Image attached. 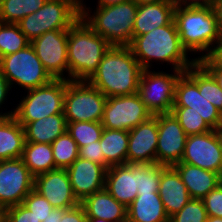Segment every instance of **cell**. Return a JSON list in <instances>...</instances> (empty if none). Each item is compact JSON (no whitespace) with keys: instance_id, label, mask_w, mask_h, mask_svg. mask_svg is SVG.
<instances>
[{"instance_id":"obj_1","label":"cell","mask_w":222,"mask_h":222,"mask_svg":"<svg viewBox=\"0 0 222 222\" xmlns=\"http://www.w3.org/2000/svg\"><path fill=\"white\" fill-rule=\"evenodd\" d=\"M142 66L128 46H111L87 80L107 98L138 92Z\"/></svg>"},{"instance_id":"obj_2","label":"cell","mask_w":222,"mask_h":222,"mask_svg":"<svg viewBox=\"0 0 222 222\" xmlns=\"http://www.w3.org/2000/svg\"><path fill=\"white\" fill-rule=\"evenodd\" d=\"M128 47L143 69H150L152 60L161 64L165 62L172 66V70L180 71H185L196 62L183 48L174 20L169 25L134 37Z\"/></svg>"},{"instance_id":"obj_3","label":"cell","mask_w":222,"mask_h":222,"mask_svg":"<svg viewBox=\"0 0 222 222\" xmlns=\"http://www.w3.org/2000/svg\"><path fill=\"white\" fill-rule=\"evenodd\" d=\"M174 22L183 48L201 55L196 61L208 57L222 37L213 8L176 6Z\"/></svg>"},{"instance_id":"obj_4","label":"cell","mask_w":222,"mask_h":222,"mask_svg":"<svg viewBox=\"0 0 222 222\" xmlns=\"http://www.w3.org/2000/svg\"><path fill=\"white\" fill-rule=\"evenodd\" d=\"M112 45L80 17L68 29L67 80H88Z\"/></svg>"},{"instance_id":"obj_5","label":"cell","mask_w":222,"mask_h":222,"mask_svg":"<svg viewBox=\"0 0 222 222\" xmlns=\"http://www.w3.org/2000/svg\"><path fill=\"white\" fill-rule=\"evenodd\" d=\"M86 5L82 2L81 17L95 33L112 46H128L131 43L138 9L134 1L128 0L111 6H96L94 12Z\"/></svg>"},{"instance_id":"obj_6","label":"cell","mask_w":222,"mask_h":222,"mask_svg":"<svg viewBox=\"0 0 222 222\" xmlns=\"http://www.w3.org/2000/svg\"><path fill=\"white\" fill-rule=\"evenodd\" d=\"M80 17L81 4L77 0H48L17 24L32 42L46 32L69 29Z\"/></svg>"},{"instance_id":"obj_7","label":"cell","mask_w":222,"mask_h":222,"mask_svg":"<svg viewBox=\"0 0 222 222\" xmlns=\"http://www.w3.org/2000/svg\"><path fill=\"white\" fill-rule=\"evenodd\" d=\"M67 79H53L46 85L27 90L14 107L13 117L20 124L63 113Z\"/></svg>"},{"instance_id":"obj_8","label":"cell","mask_w":222,"mask_h":222,"mask_svg":"<svg viewBox=\"0 0 222 222\" xmlns=\"http://www.w3.org/2000/svg\"><path fill=\"white\" fill-rule=\"evenodd\" d=\"M107 97L86 80H68L63 113L67 122H102Z\"/></svg>"},{"instance_id":"obj_9","label":"cell","mask_w":222,"mask_h":222,"mask_svg":"<svg viewBox=\"0 0 222 222\" xmlns=\"http://www.w3.org/2000/svg\"><path fill=\"white\" fill-rule=\"evenodd\" d=\"M0 70L11 85H18L25 92L43 86L54 78L45 69L34 47L29 44L26 48L0 58Z\"/></svg>"},{"instance_id":"obj_10","label":"cell","mask_w":222,"mask_h":222,"mask_svg":"<svg viewBox=\"0 0 222 222\" xmlns=\"http://www.w3.org/2000/svg\"><path fill=\"white\" fill-rule=\"evenodd\" d=\"M184 72L173 70V73L169 74L165 71L143 70L137 93L152 116L171 113L176 84Z\"/></svg>"},{"instance_id":"obj_11","label":"cell","mask_w":222,"mask_h":222,"mask_svg":"<svg viewBox=\"0 0 222 222\" xmlns=\"http://www.w3.org/2000/svg\"><path fill=\"white\" fill-rule=\"evenodd\" d=\"M151 116L138 93L108 97L102 125L107 129L130 131Z\"/></svg>"},{"instance_id":"obj_12","label":"cell","mask_w":222,"mask_h":222,"mask_svg":"<svg viewBox=\"0 0 222 222\" xmlns=\"http://www.w3.org/2000/svg\"><path fill=\"white\" fill-rule=\"evenodd\" d=\"M34 189V176L23 160L0 161V208L5 209L21 204Z\"/></svg>"},{"instance_id":"obj_13","label":"cell","mask_w":222,"mask_h":222,"mask_svg":"<svg viewBox=\"0 0 222 222\" xmlns=\"http://www.w3.org/2000/svg\"><path fill=\"white\" fill-rule=\"evenodd\" d=\"M181 162L222 176V140L219 131L213 129L202 134L187 136Z\"/></svg>"},{"instance_id":"obj_14","label":"cell","mask_w":222,"mask_h":222,"mask_svg":"<svg viewBox=\"0 0 222 222\" xmlns=\"http://www.w3.org/2000/svg\"><path fill=\"white\" fill-rule=\"evenodd\" d=\"M37 57L54 79H67L68 74V29L53 30L31 42Z\"/></svg>"},{"instance_id":"obj_15","label":"cell","mask_w":222,"mask_h":222,"mask_svg":"<svg viewBox=\"0 0 222 222\" xmlns=\"http://www.w3.org/2000/svg\"><path fill=\"white\" fill-rule=\"evenodd\" d=\"M187 135L172 113L158 114L156 164L173 166L181 162Z\"/></svg>"},{"instance_id":"obj_16","label":"cell","mask_w":222,"mask_h":222,"mask_svg":"<svg viewBox=\"0 0 222 222\" xmlns=\"http://www.w3.org/2000/svg\"><path fill=\"white\" fill-rule=\"evenodd\" d=\"M173 107H188L199 114L215 130L222 127V113L207 100L198 85L184 72L178 79Z\"/></svg>"},{"instance_id":"obj_17","label":"cell","mask_w":222,"mask_h":222,"mask_svg":"<svg viewBox=\"0 0 222 222\" xmlns=\"http://www.w3.org/2000/svg\"><path fill=\"white\" fill-rule=\"evenodd\" d=\"M34 190L45 197L53 208L71 209L80 204L72 191L66 169L57 168L34 177Z\"/></svg>"},{"instance_id":"obj_18","label":"cell","mask_w":222,"mask_h":222,"mask_svg":"<svg viewBox=\"0 0 222 222\" xmlns=\"http://www.w3.org/2000/svg\"><path fill=\"white\" fill-rule=\"evenodd\" d=\"M126 164L156 163L158 115L151 116L128 131Z\"/></svg>"},{"instance_id":"obj_19","label":"cell","mask_w":222,"mask_h":222,"mask_svg":"<svg viewBox=\"0 0 222 222\" xmlns=\"http://www.w3.org/2000/svg\"><path fill=\"white\" fill-rule=\"evenodd\" d=\"M66 171L74 196L79 202L105 188L107 169L103 165L78 157Z\"/></svg>"},{"instance_id":"obj_20","label":"cell","mask_w":222,"mask_h":222,"mask_svg":"<svg viewBox=\"0 0 222 222\" xmlns=\"http://www.w3.org/2000/svg\"><path fill=\"white\" fill-rule=\"evenodd\" d=\"M105 189L127 208L138 195L137 163L110 166L106 171Z\"/></svg>"},{"instance_id":"obj_21","label":"cell","mask_w":222,"mask_h":222,"mask_svg":"<svg viewBox=\"0 0 222 222\" xmlns=\"http://www.w3.org/2000/svg\"><path fill=\"white\" fill-rule=\"evenodd\" d=\"M175 7L173 0L138 5L133 38L169 25L174 20Z\"/></svg>"},{"instance_id":"obj_22","label":"cell","mask_w":222,"mask_h":222,"mask_svg":"<svg viewBox=\"0 0 222 222\" xmlns=\"http://www.w3.org/2000/svg\"><path fill=\"white\" fill-rule=\"evenodd\" d=\"M158 193L168 217L180 211L191 199L187 187L172 166L161 172Z\"/></svg>"},{"instance_id":"obj_23","label":"cell","mask_w":222,"mask_h":222,"mask_svg":"<svg viewBox=\"0 0 222 222\" xmlns=\"http://www.w3.org/2000/svg\"><path fill=\"white\" fill-rule=\"evenodd\" d=\"M80 204L84 207L88 219L127 222V208L114 199L105 188L87 196Z\"/></svg>"},{"instance_id":"obj_24","label":"cell","mask_w":222,"mask_h":222,"mask_svg":"<svg viewBox=\"0 0 222 222\" xmlns=\"http://www.w3.org/2000/svg\"><path fill=\"white\" fill-rule=\"evenodd\" d=\"M172 167L180 175L191 199H203L220 184L221 176L216 172L182 162L176 163Z\"/></svg>"},{"instance_id":"obj_25","label":"cell","mask_w":222,"mask_h":222,"mask_svg":"<svg viewBox=\"0 0 222 222\" xmlns=\"http://www.w3.org/2000/svg\"><path fill=\"white\" fill-rule=\"evenodd\" d=\"M127 222H169L159 193L138 194L127 207Z\"/></svg>"},{"instance_id":"obj_26","label":"cell","mask_w":222,"mask_h":222,"mask_svg":"<svg viewBox=\"0 0 222 222\" xmlns=\"http://www.w3.org/2000/svg\"><path fill=\"white\" fill-rule=\"evenodd\" d=\"M21 125L24 129L26 142L51 144L67 131V121L64 113L53 114Z\"/></svg>"},{"instance_id":"obj_27","label":"cell","mask_w":222,"mask_h":222,"mask_svg":"<svg viewBox=\"0 0 222 222\" xmlns=\"http://www.w3.org/2000/svg\"><path fill=\"white\" fill-rule=\"evenodd\" d=\"M25 142L23 126L13 116L0 123V161L21 158Z\"/></svg>"},{"instance_id":"obj_28","label":"cell","mask_w":222,"mask_h":222,"mask_svg":"<svg viewBox=\"0 0 222 222\" xmlns=\"http://www.w3.org/2000/svg\"><path fill=\"white\" fill-rule=\"evenodd\" d=\"M128 143V131L103 129L100 145L104 154L106 169L113 165L126 164Z\"/></svg>"},{"instance_id":"obj_29","label":"cell","mask_w":222,"mask_h":222,"mask_svg":"<svg viewBox=\"0 0 222 222\" xmlns=\"http://www.w3.org/2000/svg\"><path fill=\"white\" fill-rule=\"evenodd\" d=\"M21 159L34 177L57 169L51 144L25 142Z\"/></svg>"},{"instance_id":"obj_30","label":"cell","mask_w":222,"mask_h":222,"mask_svg":"<svg viewBox=\"0 0 222 222\" xmlns=\"http://www.w3.org/2000/svg\"><path fill=\"white\" fill-rule=\"evenodd\" d=\"M185 73L198 85L199 92L222 113V90L214 77L196 61Z\"/></svg>"},{"instance_id":"obj_31","label":"cell","mask_w":222,"mask_h":222,"mask_svg":"<svg viewBox=\"0 0 222 222\" xmlns=\"http://www.w3.org/2000/svg\"><path fill=\"white\" fill-rule=\"evenodd\" d=\"M48 0H4L0 7V21L17 24L25 16L37 12Z\"/></svg>"},{"instance_id":"obj_32","label":"cell","mask_w":222,"mask_h":222,"mask_svg":"<svg viewBox=\"0 0 222 222\" xmlns=\"http://www.w3.org/2000/svg\"><path fill=\"white\" fill-rule=\"evenodd\" d=\"M31 42L18 24L0 21V58L26 48Z\"/></svg>"},{"instance_id":"obj_33","label":"cell","mask_w":222,"mask_h":222,"mask_svg":"<svg viewBox=\"0 0 222 222\" xmlns=\"http://www.w3.org/2000/svg\"><path fill=\"white\" fill-rule=\"evenodd\" d=\"M51 147L56 168L66 169L79 157V147L67 131L56 138Z\"/></svg>"},{"instance_id":"obj_34","label":"cell","mask_w":222,"mask_h":222,"mask_svg":"<svg viewBox=\"0 0 222 222\" xmlns=\"http://www.w3.org/2000/svg\"><path fill=\"white\" fill-rule=\"evenodd\" d=\"M166 167L156 163H137L138 194L158 193L161 172Z\"/></svg>"},{"instance_id":"obj_35","label":"cell","mask_w":222,"mask_h":222,"mask_svg":"<svg viewBox=\"0 0 222 222\" xmlns=\"http://www.w3.org/2000/svg\"><path fill=\"white\" fill-rule=\"evenodd\" d=\"M103 129L102 122H67V132L79 148L99 141Z\"/></svg>"},{"instance_id":"obj_36","label":"cell","mask_w":222,"mask_h":222,"mask_svg":"<svg viewBox=\"0 0 222 222\" xmlns=\"http://www.w3.org/2000/svg\"><path fill=\"white\" fill-rule=\"evenodd\" d=\"M171 113L179 121L187 136L213 130L199 114L188 111V107H173Z\"/></svg>"},{"instance_id":"obj_37","label":"cell","mask_w":222,"mask_h":222,"mask_svg":"<svg viewBox=\"0 0 222 222\" xmlns=\"http://www.w3.org/2000/svg\"><path fill=\"white\" fill-rule=\"evenodd\" d=\"M207 217L202 199H190L180 211L169 217V222H206Z\"/></svg>"},{"instance_id":"obj_38","label":"cell","mask_w":222,"mask_h":222,"mask_svg":"<svg viewBox=\"0 0 222 222\" xmlns=\"http://www.w3.org/2000/svg\"><path fill=\"white\" fill-rule=\"evenodd\" d=\"M22 204L32 211V214L41 222L45 220L51 210H53L49 201L34 189L25 197Z\"/></svg>"},{"instance_id":"obj_39","label":"cell","mask_w":222,"mask_h":222,"mask_svg":"<svg viewBox=\"0 0 222 222\" xmlns=\"http://www.w3.org/2000/svg\"><path fill=\"white\" fill-rule=\"evenodd\" d=\"M207 216L222 217V185L219 184L211 190L203 199Z\"/></svg>"},{"instance_id":"obj_40","label":"cell","mask_w":222,"mask_h":222,"mask_svg":"<svg viewBox=\"0 0 222 222\" xmlns=\"http://www.w3.org/2000/svg\"><path fill=\"white\" fill-rule=\"evenodd\" d=\"M6 222H41L22 203L4 210Z\"/></svg>"},{"instance_id":"obj_41","label":"cell","mask_w":222,"mask_h":222,"mask_svg":"<svg viewBox=\"0 0 222 222\" xmlns=\"http://www.w3.org/2000/svg\"><path fill=\"white\" fill-rule=\"evenodd\" d=\"M79 157L89 160L93 163H98L105 167L104 154L101 149L100 140L94 141L79 148Z\"/></svg>"},{"instance_id":"obj_42","label":"cell","mask_w":222,"mask_h":222,"mask_svg":"<svg viewBox=\"0 0 222 222\" xmlns=\"http://www.w3.org/2000/svg\"><path fill=\"white\" fill-rule=\"evenodd\" d=\"M59 222H88V218L84 207L79 204L74 208L66 210Z\"/></svg>"},{"instance_id":"obj_43","label":"cell","mask_w":222,"mask_h":222,"mask_svg":"<svg viewBox=\"0 0 222 222\" xmlns=\"http://www.w3.org/2000/svg\"><path fill=\"white\" fill-rule=\"evenodd\" d=\"M216 80L222 90V69L216 66L208 57L198 61Z\"/></svg>"},{"instance_id":"obj_44","label":"cell","mask_w":222,"mask_h":222,"mask_svg":"<svg viewBox=\"0 0 222 222\" xmlns=\"http://www.w3.org/2000/svg\"><path fill=\"white\" fill-rule=\"evenodd\" d=\"M217 0H173L178 7L213 8Z\"/></svg>"},{"instance_id":"obj_45","label":"cell","mask_w":222,"mask_h":222,"mask_svg":"<svg viewBox=\"0 0 222 222\" xmlns=\"http://www.w3.org/2000/svg\"><path fill=\"white\" fill-rule=\"evenodd\" d=\"M11 85L8 83L5 76L2 74L0 70V109L2 110V105L5 104L8 95L10 94ZM9 93V94H8Z\"/></svg>"},{"instance_id":"obj_46","label":"cell","mask_w":222,"mask_h":222,"mask_svg":"<svg viewBox=\"0 0 222 222\" xmlns=\"http://www.w3.org/2000/svg\"><path fill=\"white\" fill-rule=\"evenodd\" d=\"M208 58L218 67L222 69V37L217 42V45L214 47L211 54Z\"/></svg>"},{"instance_id":"obj_47","label":"cell","mask_w":222,"mask_h":222,"mask_svg":"<svg viewBox=\"0 0 222 222\" xmlns=\"http://www.w3.org/2000/svg\"><path fill=\"white\" fill-rule=\"evenodd\" d=\"M66 210L67 209L53 208V210H51L49 216L45 220H43L42 222H59V219L62 218V216Z\"/></svg>"},{"instance_id":"obj_48","label":"cell","mask_w":222,"mask_h":222,"mask_svg":"<svg viewBox=\"0 0 222 222\" xmlns=\"http://www.w3.org/2000/svg\"><path fill=\"white\" fill-rule=\"evenodd\" d=\"M213 10L216 14V18H217V24H218V28H219V32L222 36V0H217Z\"/></svg>"},{"instance_id":"obj_49","label":"cell","mask_w":222,"mask_h":222,"mask_svg":"<svg viewBox=\"0 0 222 222\" xmlns=\"http://www.w3.org/2000/svg\"><path fill=\"white\" fill-rule=\"evenodd\" d=\"M128 0H98L96 6H111V5H116L122 2H125Z\"/></svg>"},{"instance_id":"obj_50","label":"cell","mask_w":222,"mask_h":222,"mask_svg":"<svg viewBox=\"0 0 222 222\" xmlns=\"http://www.w3.org/2000/svg\"><path fill=\"white\" fill-rule=\"evenodd\" d=\"M134 1L137 5H142V4H148V3H156L159 1H165V0H132Z\"/></svg>"},{"instance_id":"obj_51","label":"cell","mask_w":222,"mask_h":222,"mask_svg":"<svg viewBox=\"0 0 222 222\" xmlns=\"http://www.w3.org/2000/svg\"><path fill=\"white\" fill-rule=\"evenodd\" d=\"M13 112H14V109L13 110H11V111H9V112H5V113H3V112H0V123L5 119V118H7V117H10V116H13Z\"/></svg>"},{"instance_id":"obj_52","label":"cell","mask_w":222,"mask_h":222,"mask_svg":"<svg viewBox=\"0 0 222 222\" xmlns=\"http://www.w3.org/2000/svg\"><path fill=\"white\" fill-rule=\"evenodd\" d=\"M206 222H222V217L208 216Z\"/></svg>"},{"instance_id":"obj_53","label":"cell","mask_w":222,"mask_h":222,"mask_svg":"<svg viewBox=\"0 0 222 222\" xmlns=\"http://www.w3.org/2000/svg\"><path fill=\"white\" fill-rule=\"evenodd\" d=\"M88 222H108V221L103 219H88Z\"/></svg>"},{"instance_id":"obj_54","label":"cell","mask_w":222,"mask_h":222,"mask_svg":"<svg viewBox=\"0 0 222 222\" xmlns=\"http://www.w3.org/2000/svg\"><path fill=\"white\" fill-rule=\"evenodd\" d=\"M4 219V211L0 208V222Z\"/></svg>"},{"instance_id":"obj_55","label":"cell","mask_w":222,"mask_h":222,"mask_svg":"<svg viewBox=\"0 0 222 222\" xmlns=\"http://www.w3.org/2000/svg\"><path fill=\"white\" fill-rule=\"evenodd\" d=\"M218 131H219V135H220L221 140H222V127Z\"/></svg>"},{"instance_id":"obj_56","label":"cell","mask_w":222,"mask_h":222,"mask_svg":"<svg viewBox=\"0 0 222 222\" xmlns=\"http://www.w3.org/2000/svg\"><path fill=\"white\" fill-rule=\"evenodd\" d=\"M80 4H82V2L84 1V0H77Z\"/></svg>"}]
</instances>
